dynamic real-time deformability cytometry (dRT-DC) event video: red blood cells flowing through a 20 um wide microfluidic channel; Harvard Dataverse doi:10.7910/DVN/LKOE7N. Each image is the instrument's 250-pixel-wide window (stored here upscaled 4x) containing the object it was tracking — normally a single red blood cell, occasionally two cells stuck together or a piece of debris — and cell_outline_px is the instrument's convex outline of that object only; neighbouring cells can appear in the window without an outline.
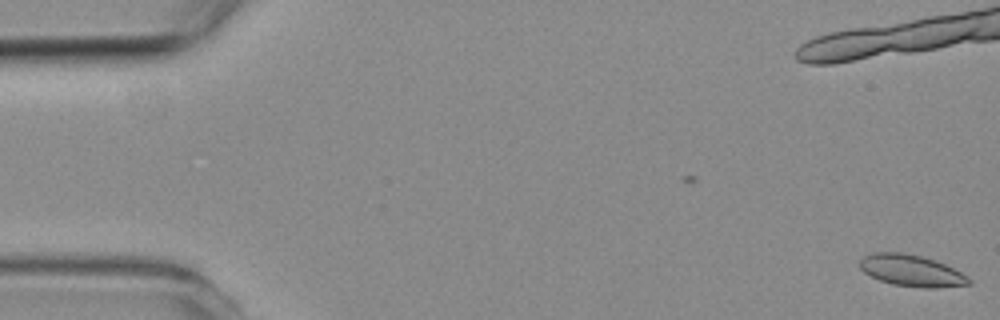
{"species": "common noctule bat (a hibernating species)", "species_latin": "Nyctalus noctula", "temperature_condition": "room temperature", "stored_images_in_passage": 7, "camera_frame_rate_fps": 3000, "um_per_image_px": 0.085, "animal": {"sex": "female", "body_mass_g": 19.3, "forearm_length_mm": 54.1}, "frame": {"image": 1, "passage_image": 1, "time_ms": 0.0, "image_size_px": [1000, 320], "cell_outline_px": [[972, 284], [936, 288], [924, 288], [892, 284], [880, 280], [864, 272], [860, 268], [860, 260], [864, 256], [876, 252], [904, 252], [936, 260], [968, 276], [972, 280]], "centroid_in_image_um": [77.5, 23.0], "position_along_channel_um": 7.5, "area_um2": 20.0}}
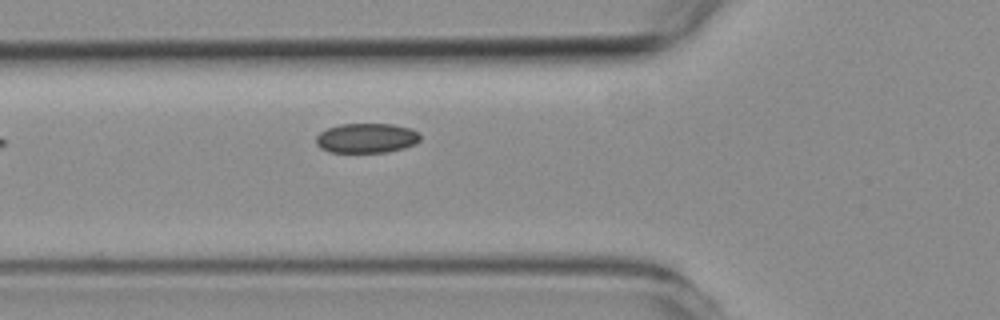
{"frame": {"image": 2, "passage_image": 7, "time_ms": 7.333, "image_size_px": [1000, 320], "cell_outline_px": [[420, 140], [416, 144], [404, 148], [388, 152], [328, 152], [320, 148], [316, 144], [316, 136], [320, 132], [328, 128], [340, 124], [392, 124], [412, 128], [420, 132]], "centroid_in_image_um": [31.18, 11.74], "position_along_channel_um": 94.6, "area_um2": 18.26}}